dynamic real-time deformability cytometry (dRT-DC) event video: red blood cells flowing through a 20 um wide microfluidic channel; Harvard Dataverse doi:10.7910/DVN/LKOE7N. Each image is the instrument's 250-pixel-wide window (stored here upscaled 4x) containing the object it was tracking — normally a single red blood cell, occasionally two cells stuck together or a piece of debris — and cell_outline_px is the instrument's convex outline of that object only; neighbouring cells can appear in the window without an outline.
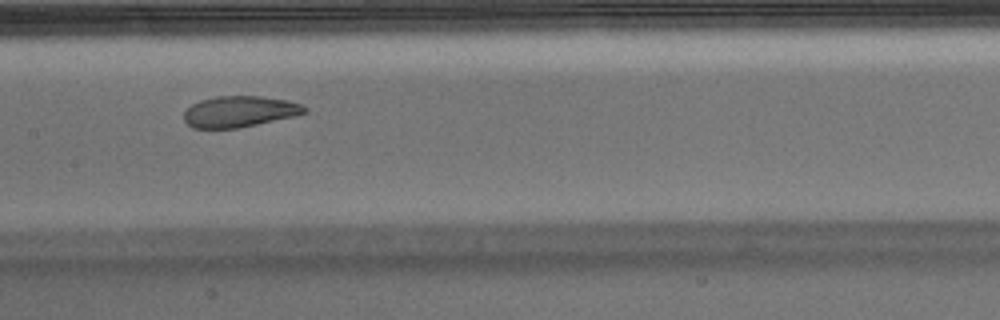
{"species": "Egyptian fruit bat (a non-hibernating species)", "species_latin": "Rousettus aegyptiacus", "temperature_condition": "warm", "stored_images_in_passage": 49, "camera_frame_rate_fps": 3000, "um_per_image_px": 0.085, "animal": {"sex": "male"}, "frame": {"image": 1, "passage_image": 22, "time_ms": 7.0, "image_size_px": [1000, 320], "cell_outline_px": [[308, 112], [296, 116], [236, 128], [192, 128], [184, 120], [184, 112], [192, 104], [200, 100], [216, 96], [260, 96], [288, 100], [300, 104], [308, 108]], "centroid_in_image_um": [20.38, 9.48], "position_along_channel_um": 187.0, "area_um2": 21.85}, "authors_computed_cell_mechanics": {"area_um2": 23.1778, "velocity_mm_per_s": 3.7897, "shape_relaxation_time_tau1_ms": 9.9629, "shape_relaxation_time_tau2_ms": 1.9014, "deformation_change_tau1": 0.2708, "deformation_change_tau2": 0.057}}